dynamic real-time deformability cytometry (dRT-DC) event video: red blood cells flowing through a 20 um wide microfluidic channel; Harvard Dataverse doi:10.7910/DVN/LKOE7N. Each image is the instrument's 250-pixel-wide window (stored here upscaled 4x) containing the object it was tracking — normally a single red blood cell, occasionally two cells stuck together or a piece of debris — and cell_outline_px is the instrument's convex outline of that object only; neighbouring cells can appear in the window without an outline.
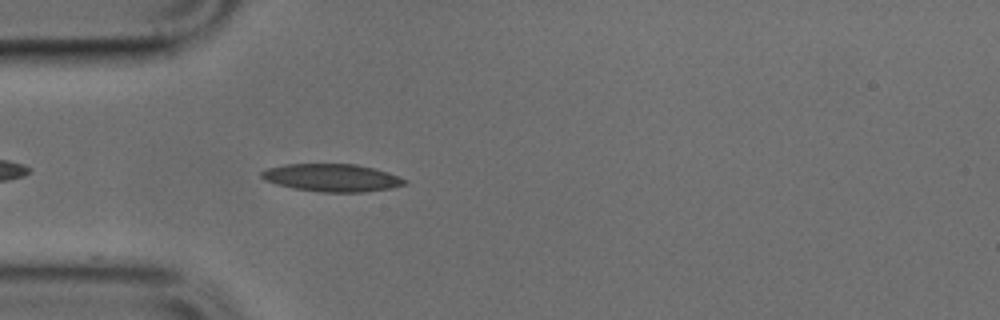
{"species": "common noctule bat (a hibernating species)", "species_latin": "Nyctalus noctula", "temperature_condition": "cold", "stored_images_in_passage": 36, "camera_frame_rate_fps": 3000, "um_per_image_px": 0.085, "animal": {"sex": "male", "body_mass_g": 17.9, "forearm_length_mm": 54.2}, "frame": {"image": 1, "passage_image": 1, "time_ms": 0.0, "image_size_px": [1000, 320], "cell_outline_px": [[408, 184], [392, 188], [364, 192], [320, 192], [296, 188], [276, 184], [264, 180], [260, 176], [260, 172], [268, 168], [284, 164], [356, 164], [388, 172], [408, 180]], "centroid_in_image_um": [28.23, 15.11], "position_along_channel_um": 56.8, "area_um2": 23.12}}
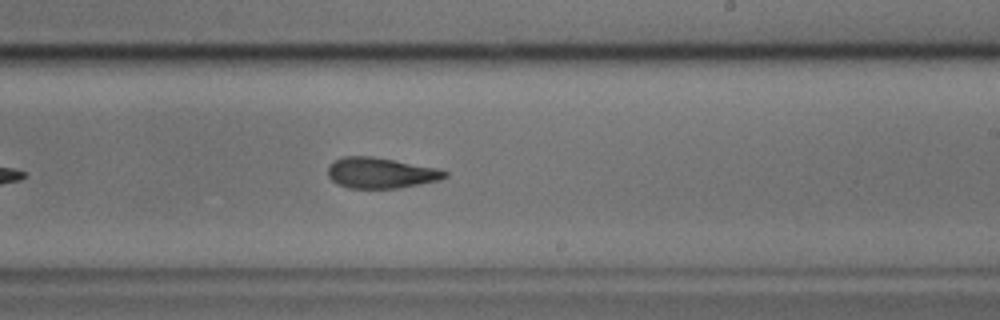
{"frame": {"image": 2, "passage_image": 16, "time_ms": 5.0, "image_size_px": [1000, 320], "cell_outline_px": [[448, 176], [440, 180], [400, 188], [348, 188], [332, 180], [328, 176], [328, 168], [336, 160], [344, 156], [372, 156], [436, 168], [448, 172]], "centroid_in_image_um": [32.38, 14.7], "position_along_channel_um": 256.6, "area_um2": 20.69}}
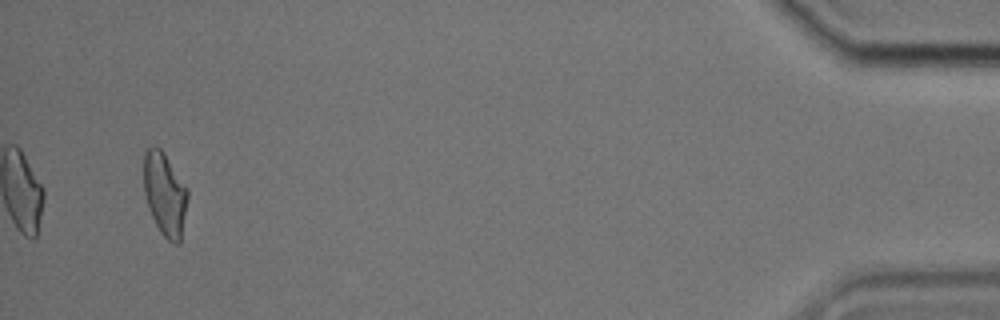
{"frame": {"image": 3, "passage_image": 34, "time_ms": 11.0, "image_size_px": [1000, 320], "cell_outline_px": [[188, 196], [180, 240], [176, 244], [168, 240], [160, 232], [148, 208], [144, 192], [144, 152], [152, 144], [160, 148], [164, 152], [188, 188]], "centroid_in_image_um": [14.0, 16.45], "position_along_channel_um": 421.2, "area_um2": 21.27}}